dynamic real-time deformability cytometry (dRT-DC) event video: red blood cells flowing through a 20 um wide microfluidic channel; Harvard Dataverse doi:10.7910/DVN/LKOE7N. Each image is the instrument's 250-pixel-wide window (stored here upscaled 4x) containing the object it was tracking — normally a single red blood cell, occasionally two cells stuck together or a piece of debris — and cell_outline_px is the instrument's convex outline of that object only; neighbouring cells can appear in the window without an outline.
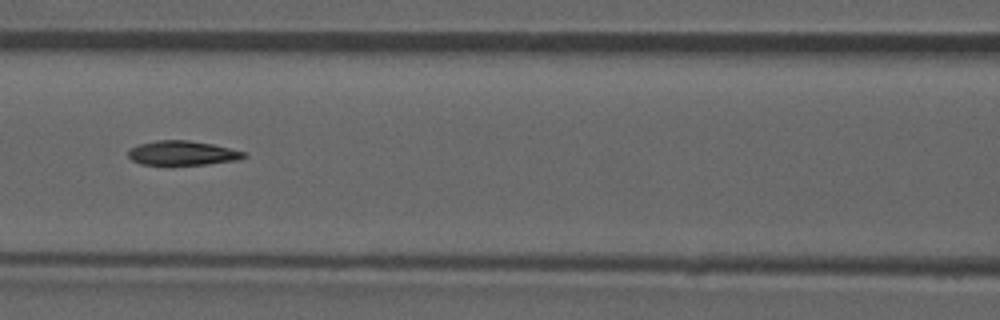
{"species": "common noctule bat (a hibernating species)", "species_latin": "Nyctalus noctula", "temperature_condition": "room temperature", "stored_images_in_passage": 51, "camera_frame_rate_fps": 3000, "um_per_image_px": 0.085, "animal": {"sex": "male", "forearm_length_mm": 52.5}, "frame": {"image": 1, "passage_image": 22, "time_ms": 7.0, "image_size_px": [1000, 320], "cell_outline_px": [[248, 156], [240, 160], [208, 164], [140, 164], [132, 160], [128, 156], [128, 148], [140, 144], [156, 140], [188, 140], [212, 144], [244, 152]], "centroid_in_image_um": [15.5, 13.0], "position_along_channel_um": 151.1, "area_um2": 16.36}, "authors_computed_cell_mechanics": {"area_um2": 17.051, "velocity_mm_per_s": 3.9717, "shape_relaxation_time_tau1_ms": null, "shape_relaxation_time_tau2_ms": 5.8068, "deformation_change_tau1": null, "deformation_change_tau2": 0.1304}}